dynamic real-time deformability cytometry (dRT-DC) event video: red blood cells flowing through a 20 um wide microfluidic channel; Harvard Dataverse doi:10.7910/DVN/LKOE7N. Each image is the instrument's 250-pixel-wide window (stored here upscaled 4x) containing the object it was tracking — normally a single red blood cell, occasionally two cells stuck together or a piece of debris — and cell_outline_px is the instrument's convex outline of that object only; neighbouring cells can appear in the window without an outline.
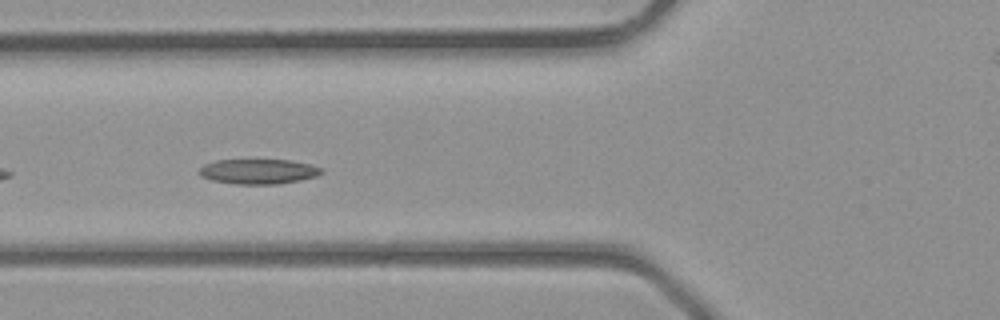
{"species": "common noctule bat (a hibernating species)", "species_latin": "Nyctalus noctula", "temperature_condition": "room temperature", "stored_images_in_passage": 29, "camera_frame_rate_fps": 3000, "um_per_image_px": 0.085, "animal": {"sex": "male", "body_mass_g": 23.1, "forearm_length_mm": 52.7}, "frame": {"image": 1, "passage_image": 4, "time_ms": 1.0, "image_size_px": [1000, 320], "cell_outline_px": [[324, 172], [316, 176], [300, 180], [276, 184], [236, 184], [212, 180], [200, 176], [196, 172], [204, 164], [216, 160], [288, 160], [308, 164], [324, 168]], "centroid_in_image_um": [21.94, 14.57], "position_along_channel_um": 103.9, "area_um2": 17.8}}
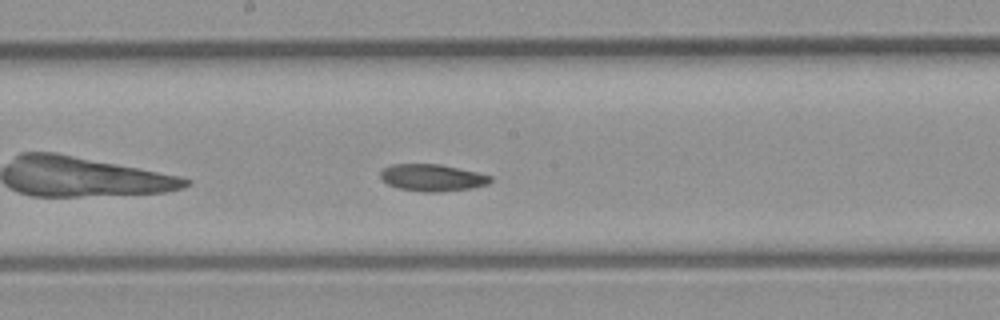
{"frame": {"image": 2, "passage_image": 10, "time_ms": 3.0, "image_size_px": [1000, 320], "cell_outline_px": [[492, 180], [488, 184], [472, 188], [436, 192], [424, 192], [400, 188], [388, 184], [380, 180], [380, 172], [384, 168], [392, 164], [440, 164], [476, 172], [492, 176]], "centroid_in_image_um": [36.73, 15.1], "position_along_channel_um": 211.5, "area_um2": 17.22}}
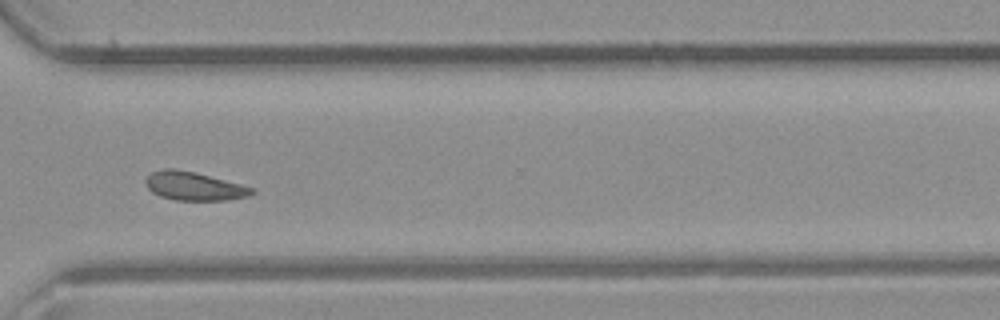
{"frame": {"image": 3, "passage_image": 18, "time_ms": 5.667, "image_size_px": [1000, 320], "cell_outline_px": [[256, 192], [248, 196], [228, 200], [176, 200], [160, 196], [152, 192], [144, 184], [144, 180], [152, 172], [160, 168], [172, 168], [196, 172], [256, 188]], "centroid_in_image_um": [16.49, 15.81], "position_along_channel_um": 354.1, "area_um2": 17.86}}